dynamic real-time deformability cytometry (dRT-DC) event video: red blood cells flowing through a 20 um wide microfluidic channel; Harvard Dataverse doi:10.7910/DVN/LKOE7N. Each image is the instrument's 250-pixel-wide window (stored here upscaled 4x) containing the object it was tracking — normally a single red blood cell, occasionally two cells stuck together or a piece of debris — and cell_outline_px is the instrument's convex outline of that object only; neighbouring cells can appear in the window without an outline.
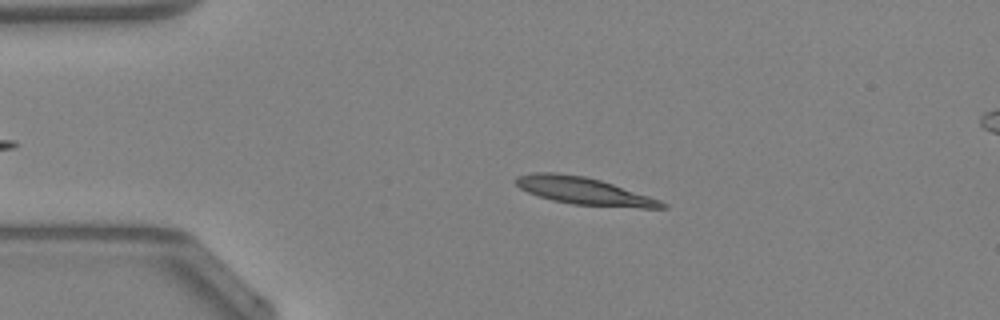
{"species": "Egyptian fruit bat (a non-hibernating species)", "species_latin": "Rousettus aegyptiacus", "temperature_condition": "warm", "stored_images_in_passage": 41, "camera_frame_rate_fps": 3000, "um_per_image_px": 0.085, "animal": {"sex": "female"}, "frame": {"image": 1, "passage_image": 9, "time_ms": 2.667, "image_size_px": [1000, 320], "cell_outline_px": [[668, 208], [640, 208], [572, 204], [552, 200], [528, 192], [520, 188], [512, 180], [516, 176], [532, 172], [556, 172], [584, 176], [600, 180], [660, 200], [668, 204]], "centroid_in_image_um": [49.59, 16.22], "position_along_channel_um": 35.4, "area_um2": 23.18}}
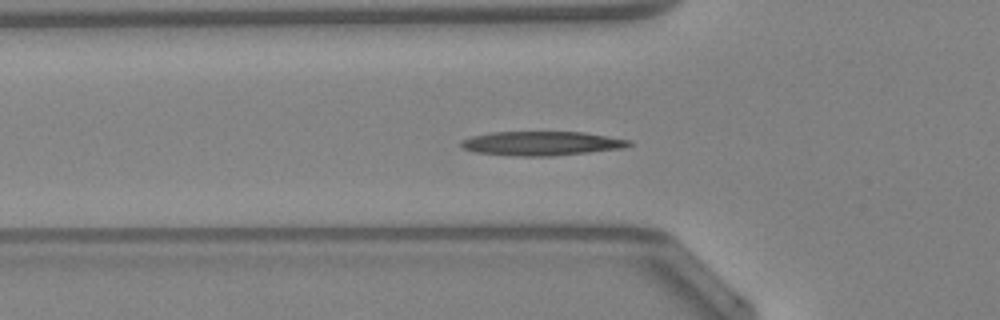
{"frame": {"image": 2, "passage_image": 15, "time_ms": 4.667, "image_size_px": [1000, 320], "cell_outline_px": [[632, 144], [624, 148], [552, 156], [516, 156], [476, 152], [464, 148], [460, 144], [460, 140], [472, 136], [492, 132], [584, 132], [632, 140]], "centroid_in_image_um": [46.05, 12.18], "position_along_channel_um": 79.7, "area_um2": 23.58}}